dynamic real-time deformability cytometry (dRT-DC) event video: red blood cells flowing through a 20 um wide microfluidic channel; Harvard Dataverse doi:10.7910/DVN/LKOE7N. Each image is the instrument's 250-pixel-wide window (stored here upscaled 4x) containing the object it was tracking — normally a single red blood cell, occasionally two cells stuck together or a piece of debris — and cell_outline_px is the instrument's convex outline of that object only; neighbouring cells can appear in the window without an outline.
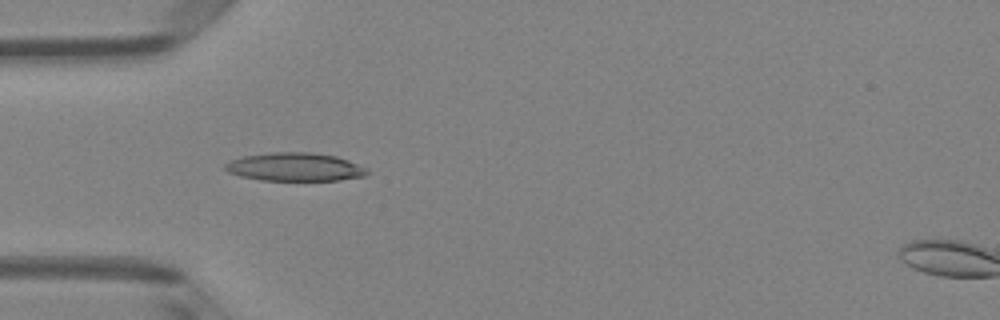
{"species": "Egyptian fruit bat (a non-hibernating species)", "species_latin": "Rousettus aegyptiacus", "temperature_condition": "room temperature", "stored_images_in_passage": 36, "camera_frame_rate_fps": 3000, "um_per_image_px": 0.085, "animal": {"sex": "female"}, "frame": {"image": 1, "passage_image": 1, "time_ms": 0.0, "image_size_px": [1000, 320], "cell_outline_px": [[372, 172], [364, 176], [340, 180], [260, 180], [240, 176], [228, 172], [224, 168], [224, 164], [228, 160], [240, 156], [272, 152], [312, 152], [336, 156], [348, 160], [368, 168]], "centroid_in_image_um": [25.06, 14.18], "position_along_channel_um": 59.9, "area_um2": 23.76}}
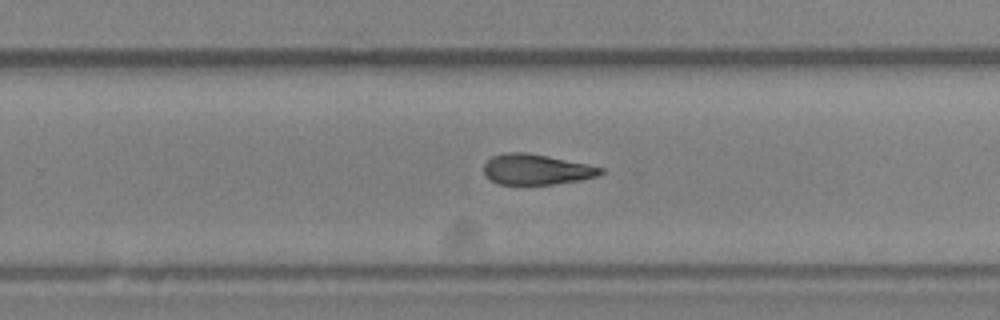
{"frame": {"image": 2, "passage_image": 18, "time_ms": 5.667, "image_size_px": [1000, 320], "cell_outline_px": [[604, 172], [600, 176], [580, 180], [556, 184], [500, 184], [484, 176], [484, 164], [492, 156], [504, 152], [528, 152], [588, 164], [604, 168]], "centroid_in_image_um": [45.61, 14.39], "position_along_channel_um": 284.2, "area_um2": 20.92}}
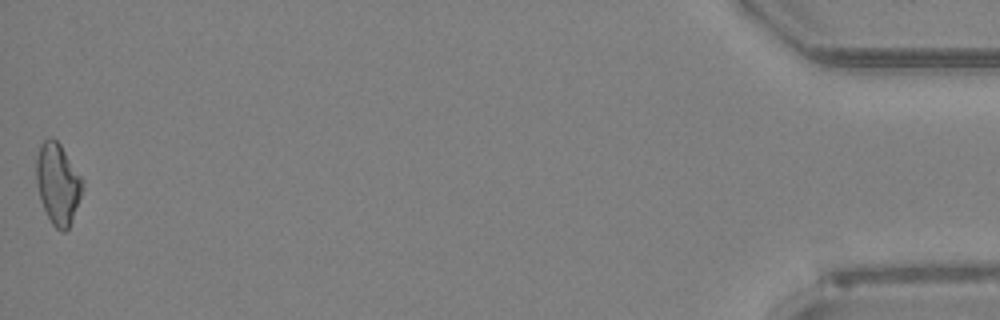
{"frame": {"image": 3, "passage_image": 36, "time_ms": 11.667, "image_size_px": [1000, 320], "cell_outline_px": [[84, 188], [72, 220], [68, 228], [64, 232], [60, 232], [52, 224], [40, 200], [36, 184], [36, 156], [40, 144], [44, 140], [52, 136], [60, 144], [84, 180]], "centroid_in_image_um": [4.91, 15.6], "position_along_channel_um": 430.3, "area_um2": 22.02}, "authors_computed_cell_mechanics": {"area_um2": 21.6172, "velocity_mm_per_s": 4.0138, "shape_relaxation_time_tau1_ms": 7.4857, "shape_relaxation_time_tau2_ms": 4.8155, "deformation_change_tau1": 0.1778, "deformation_change_tau2": 0.15}}